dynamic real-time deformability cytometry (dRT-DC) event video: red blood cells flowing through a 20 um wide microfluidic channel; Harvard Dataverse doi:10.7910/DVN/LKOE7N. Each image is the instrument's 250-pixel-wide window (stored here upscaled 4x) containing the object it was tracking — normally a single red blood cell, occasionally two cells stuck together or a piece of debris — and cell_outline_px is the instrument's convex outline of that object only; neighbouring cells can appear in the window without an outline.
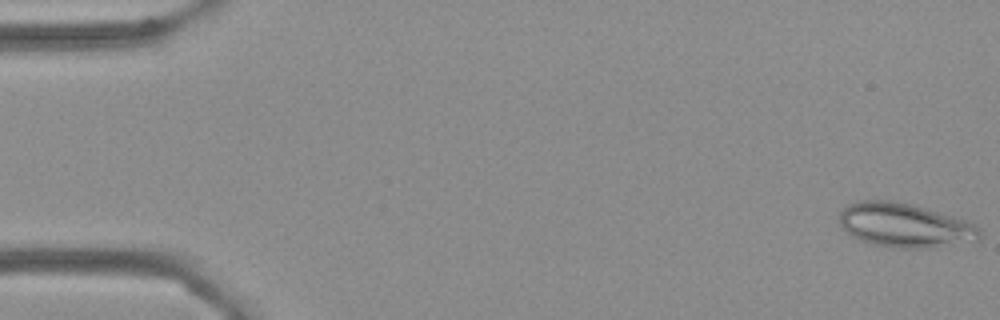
{"species": "Egyptian fruit bat (a non-hibernating species)", "species_latin": "Rousettus aegyptiacus", "temperature_condition": "cold", "stored_images_in_passage": 55, "camera_frame_rate_fps": 3000, "um_per_image_px": 0.085, "frame": {"image": 1, "passage_image": 1, "time_ms": 0.0, "image_size_px": [1000, 320], "cell_outline_px": [[980, 240], [928, 248], [892, 248], [872, 244], [860, 240], [852, 236], [840, 224], [840, 208], [848, 204], [860, 200], [896, 200], [912, 204], [952, 216], [976, 224], [980, 228]], "centroid_in_image_um": [76.89, 19.14], "position_along_channel_um": 8.1, "area_um2": 36.24}}
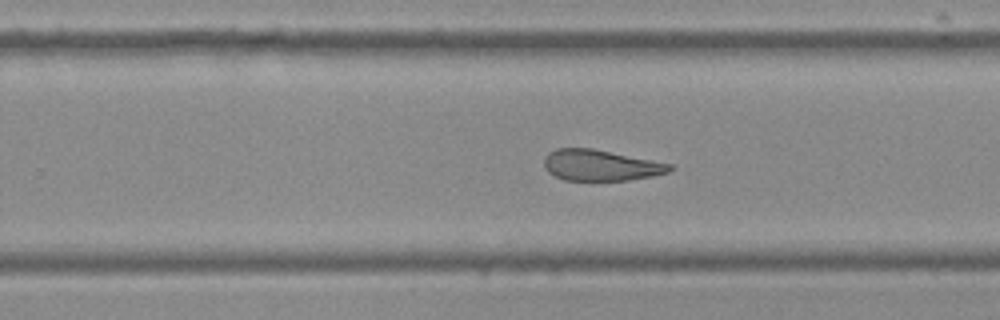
{"frame": {"image": 2, "passage_image": 35, "time_ms": 11.333, "image_size_px": [1000, 320], "cell_outline_px": [[676, 168], [668, 172], [652, 176], [628, 180], [564, 180], [548, 172], [544, 168], [544, 156], [548, 152], [556, 148], [592, 148], [672, 164]], "centroid_in_image_um": [51.04, 14.04], "position_along_channel_um": 278.8, "area_um2": 22.72}}
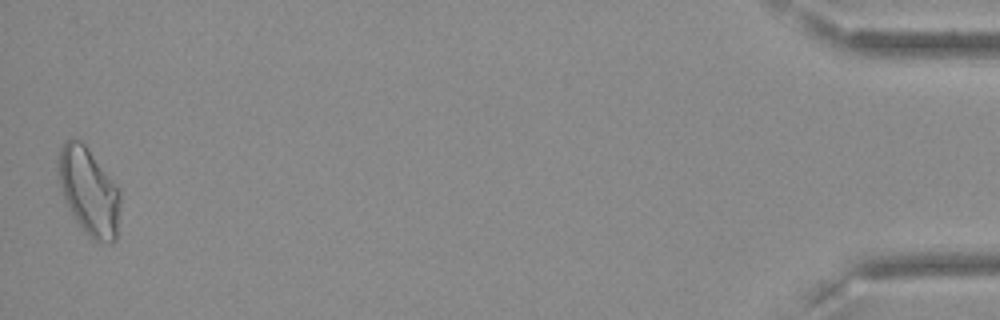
{"frame": {"image": 3, "passage_image": 55, "time_ms": 18.0, "image_size_px": [1000, 320], "cell_outline_px": [[120, 204], [116, 240], [108, 244], [100, 244], [92, 240], [84, 232], [72, 216], [64, 200], [56, 172], [56, 160], [60, 148], [68, 140], [80, 140], [84, 144], [112, 180], [120, 192]], "centroid_in_image_um": [7.52, 16.33], "position_along_channel_um": 427.7, "area_um2": 31.79}, "authors_computed_cell_mechanics": {"area_um2": 26.1256, "velocity_mm_per_s": 3.6223, "shape_relaxation_time_tau1_ms": null, "shape_relaxation_time_tau2_ms": 2.5282, "deformation_change_tau1": null, "deformation_change_tau2": 0.1061}}